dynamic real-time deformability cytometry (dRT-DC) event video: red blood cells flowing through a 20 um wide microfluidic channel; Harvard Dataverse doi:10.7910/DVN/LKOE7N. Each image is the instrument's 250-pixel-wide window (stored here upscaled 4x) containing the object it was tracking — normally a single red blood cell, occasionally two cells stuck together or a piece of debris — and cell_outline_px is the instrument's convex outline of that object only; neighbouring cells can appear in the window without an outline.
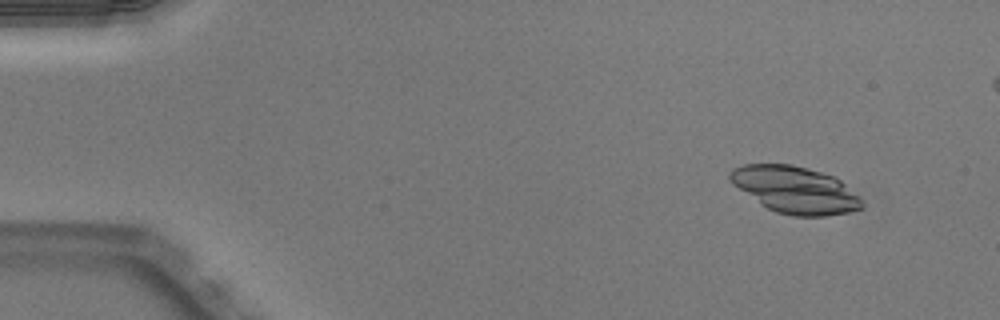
{"species": "Egyptian fruit bat (a non-hibernating species)", "species_latin": "Rousettus aegyptiacus", "temperature_condition": "warm", "stored_images_in_passage": 47, "camera_frame_rate_fps": 3000, "um_per_image_px": 0.085, "animal": {"sex": "male"}, "frame": {"image": 1, "passage_image": 1, "time_ms": 0.0, "image_size_px": [1000, 320], "cell_outline_px": [[864, 208], [848, 212], [824, 216], [792, 216], [776, 212], [760, 204], [732, 184], [728, 180], [728, 172], [732, 168], [744, 164], [788, 164], [836, 176], [860, 196], [864, 200]], "centroid_in_image_um": [67.59, 16.14], "position_along_channel_um": 17.4, "area_um2": 36.24}}
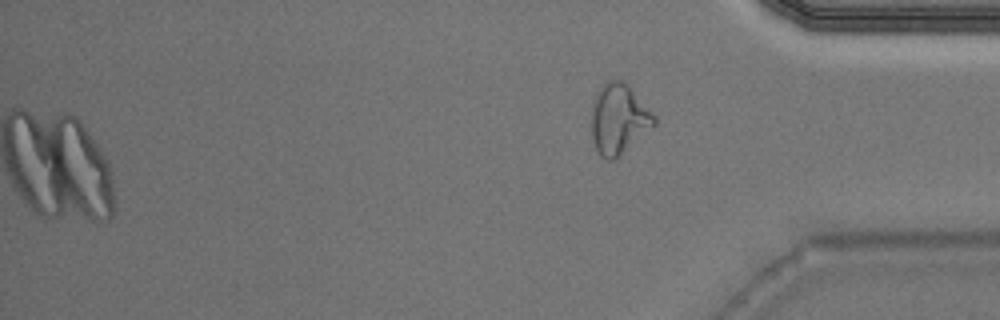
{"frame": {"image": 2, "passage_image": 47, "time_ms": 15.333, "image_size_px": [1000, 320], "cell_outline_px": [[656, 124], [612, 160], [608, 160], [600, 156], [596, 148], [592, 136], [592, 104], [596, 92], [608, 80], [624, 80], [628, 84], [656, 116]], "centroid_in_image_um": [52.59, 10.07], "position_along_channel_um": 382.6, "area_um2": 25.26}}